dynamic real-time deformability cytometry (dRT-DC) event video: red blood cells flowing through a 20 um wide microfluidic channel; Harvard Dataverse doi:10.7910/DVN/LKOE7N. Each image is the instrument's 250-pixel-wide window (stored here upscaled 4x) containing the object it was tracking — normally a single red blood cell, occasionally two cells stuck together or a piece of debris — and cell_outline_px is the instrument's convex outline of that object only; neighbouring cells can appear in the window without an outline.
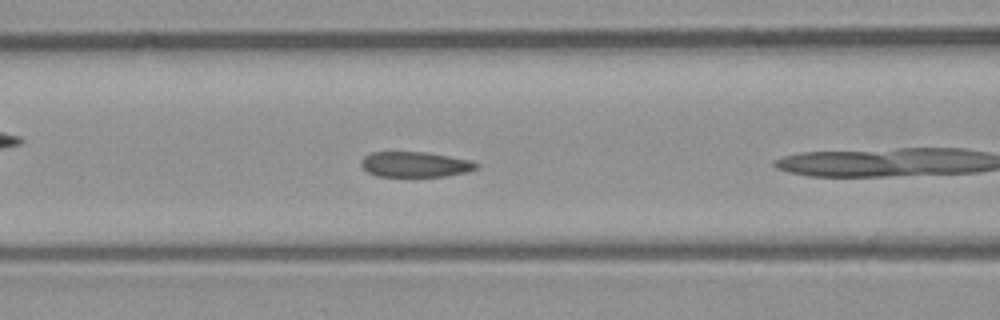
{"species": "common noctule bat (a hibernating species)", "species_latin": "Nyctalus noctula", "temperature_condition": "room temperature", "stored_images_in_passage": 19, "camera_frame_rate_fps": 3000, "um_per_image_px": 0.085, "animal": {"sex": "male", "body_mass_g": 23.1, "forearm_length_mm": 52.7}, "frame": {"image": 1, "passage_image": 6, "time_ms": 1.667, "image_size_px": [1000, 320], "cell_outline_px": [[480, 164], [476, 168], [468, 172], [448, 176], [376, 176], [368, 172], [360, 164], [360, 160], [364, 156], [372, 152], [424, 152], [472, 160]], "centroid_in_image_um": [35.3, 13.97], "position_along_channel_um": 131.3, "area_um2": 17.05}}
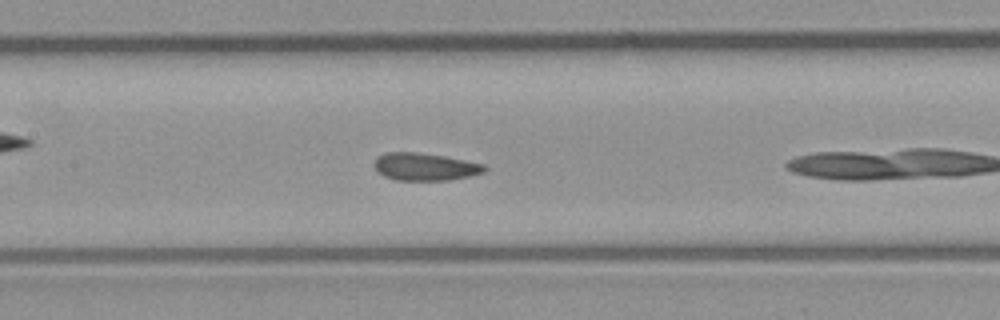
{"frame": {"image": 2, "passage_image": 9, "time_ms": 2.667, "image_size_px": [1000, 320], "cell_outline_px": [[488, 168], [484, 172], [468, 176], [448, 180], [396, 180], [384, 176], [376, 172], [372, 164], [376, 156], [388, 152], [416, 152], [444, 156], [484, 164]], "centroid_in_image_um": [36.06, 14.17], "position_along_channel_um": 171.3, "area_um2": 17.8}}